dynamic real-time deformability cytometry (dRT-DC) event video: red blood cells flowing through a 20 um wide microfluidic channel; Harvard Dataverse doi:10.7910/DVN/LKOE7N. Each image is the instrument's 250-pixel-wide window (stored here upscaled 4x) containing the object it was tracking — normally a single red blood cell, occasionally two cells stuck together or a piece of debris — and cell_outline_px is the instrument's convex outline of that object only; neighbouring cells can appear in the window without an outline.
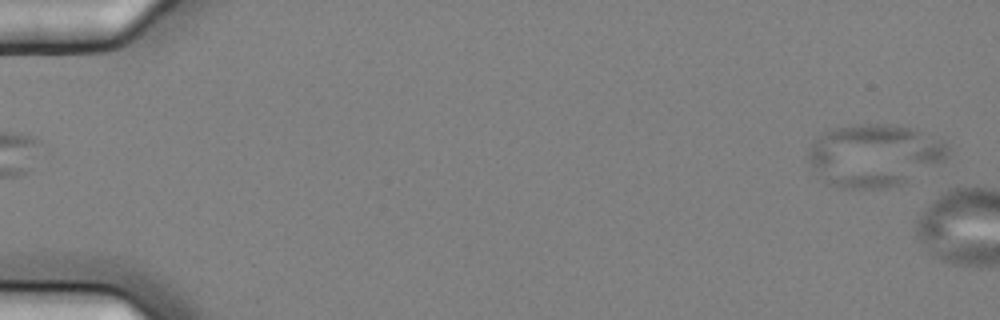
{"species": "common noctule bat (a hibernating species)", "species_latin": "Nyctalus noctula", "temperature_condition": "cold", "stored_images_in_passage": 6, "camera_frame_rate_fps": 3000, "um_per_image_px": 0.085, "animal": {"sex": "female", "body_mass_g": 25.1}, "frame": {"image": 1, "passage_image": 6, "time_ms": 1.667, "image_size_px": [1000, 320], "cell_outline_px": [[948, 156], [944, 160], [904, 184], [884, 188], [840, 188], [828, 184], [812, 168], [808, 160], [808, 152], [812, 144], [824, 132], [832, 128], [852, 124], [892, 124], [912, 128], [944, 140], [948, 144]], "centroid_in_image_um": [74.33, 13.2], "position_along_channel_um": 10.7, "area_um2": 51.04}}